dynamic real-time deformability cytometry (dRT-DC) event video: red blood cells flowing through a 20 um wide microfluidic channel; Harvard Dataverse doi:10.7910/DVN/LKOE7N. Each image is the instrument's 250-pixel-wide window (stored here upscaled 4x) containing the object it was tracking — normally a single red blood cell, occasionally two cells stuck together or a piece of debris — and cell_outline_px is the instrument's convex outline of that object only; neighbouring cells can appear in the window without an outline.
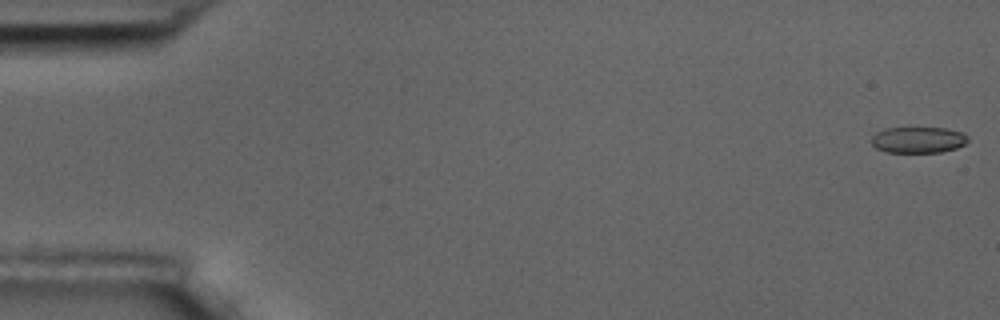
{"species": "common noctule bat (a hibernating species)", "species_latin": "Nyctalus noctula", "temperature_condition": "room temperature", "stored_images_in_passage": 56, "camera_frame_rate_fps": 3000, "um_per_image_px": 0.085, "animal": {"sex": "male", "body_mass_g": 17.5, "forearm_length_mm": 52.3}, "frame": {"image": 1, "passage_image": 1, "time_ms": 0.0, "image_size_px": [1000, 320], "cell_outline_px": [[968, 140], [964, 144], [956, 148], [940, 152], [884, 152], [876, 148], [872, 144], [872, 136], [876, 132], [884, 128], [944, 128], [964, 132], [968, 136]], "centroid_in_image_um": [78.04, 11.88], "position_along_channel_um": 7.0, "area_um2": 14.74}}
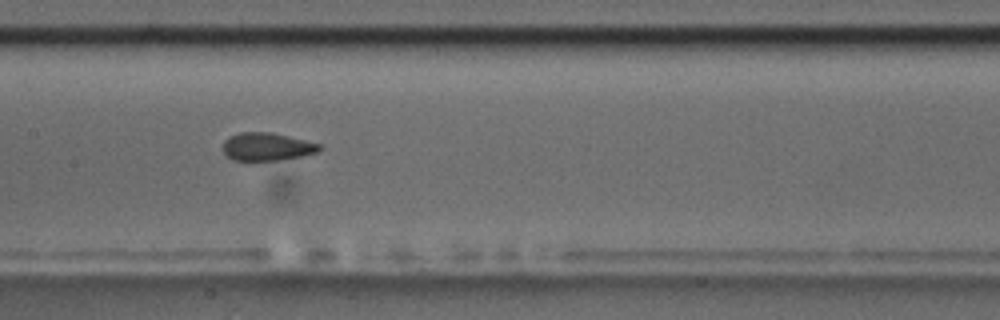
{"frame": {"image": 2, "passage_image": 28, "time_ms": 9.0, "image_size_px": [1000, 320], "cell_outline_px": [[320, 148], [316, 152], [300, 156], [276, 160], [236, 160], [228, 156], [224, 152], [224, 140], [228, 136], [240, 132], [268, 132], [288, 136], [320, 144]], "centroid_in_image_um": [22.65, 12.45], "position_along_channel_um": 184.8, "area_um2": 15.32}}
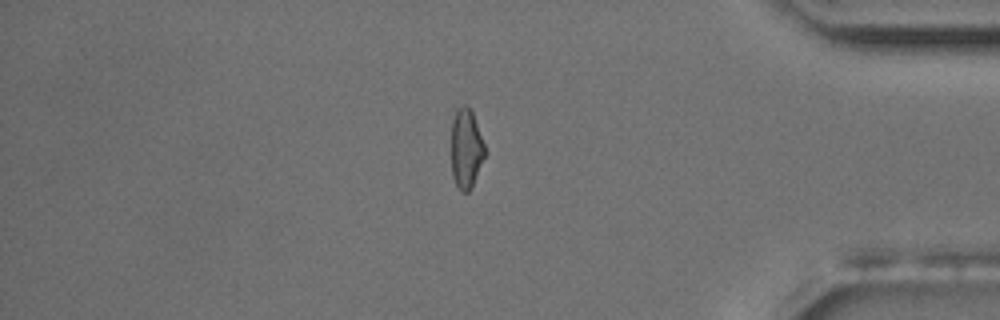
{"frame": {"image": 3, "passage_image": 48, "time_ms": 15.667, "image_size_px": [1000, 320], "cell_outline_px": [[484, 156], [472, 184], [468, 192], [464, 192], [456, 184], [452, 176], [452, 120], [456, 108], [464, 104], [468, 104], [472, 112], [484, 144]], "centroid_in_image_um": [39.59, 12.56], "position_along_channel_um": 395.6, "area_um2": 15.14}, "authors_computed_cell_mechanics": {"area_um2": 16.184, "velocity_mm_per_s": 3.602, "shape_relaxation_time_tau1_ms": 9.2417, "shape_relaxation_time_tau2_ms": 1.6298, "deformation_change_tau1": 0.162, "deformation_change_tau2": 0.0694}}